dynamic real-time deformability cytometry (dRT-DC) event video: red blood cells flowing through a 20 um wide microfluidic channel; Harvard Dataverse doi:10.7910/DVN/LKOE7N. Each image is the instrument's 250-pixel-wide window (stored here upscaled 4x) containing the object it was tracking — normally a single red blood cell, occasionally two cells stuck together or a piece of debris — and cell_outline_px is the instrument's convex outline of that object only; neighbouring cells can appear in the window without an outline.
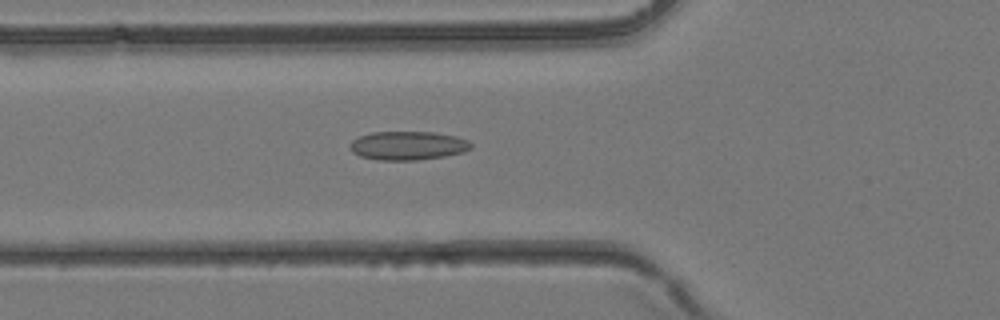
{"species": "common noctule bat (a hibernating species)", "species_latin": "Nyctalus noctula", "temperature_condition": "room temperature", "stored_images_in_passage": 39, "camera_frame_rate_fps": 3000, "um_per_image_px": 0.085, "animal": {"sex": "female", "body_mass_g": 24.6, "forearm_length_mm": 56.2}, "frame": {"image": 1, "passage_image": 14, "time_ms": 4.333, "image_size_px": [1000, 320], "cell_outline_px": [[472, 148], [464, 152], [444, 156], [416, 160], [376, 160], [360, 156], [352, 152], [348, 148], [348, 144], [352, 140], [360, 136], [372, 132], [432, 132], [456, 136], [468, 140], [472, 144]], "centroid_in_image_um": [34.64, 12.38], "position_along_channel_um": 91.2, "area_um2": 20.4}}
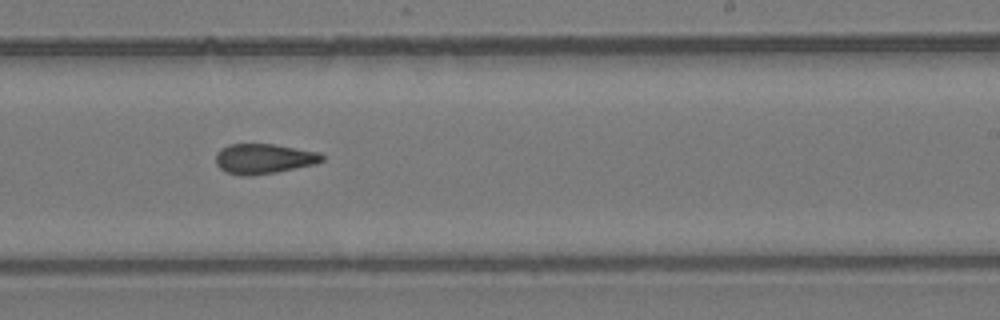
{"frame": {"image": 2, "passage_image": 24, "time_ms": 7.667, "image_size_px": [1000, 320], "cell_outline_px": [[324, 160], [316, 164], [276, 172], [252, 176], [240, 176], [228, 172], [220, 168], [216, 164], [216, 156], [228, 144], [272, 144], [320, 152], [324, 156]], "centroid_in_image_um": [22.46, 13.5], "position_along_channel_um": 266.5, "area_um2": 18.5}}
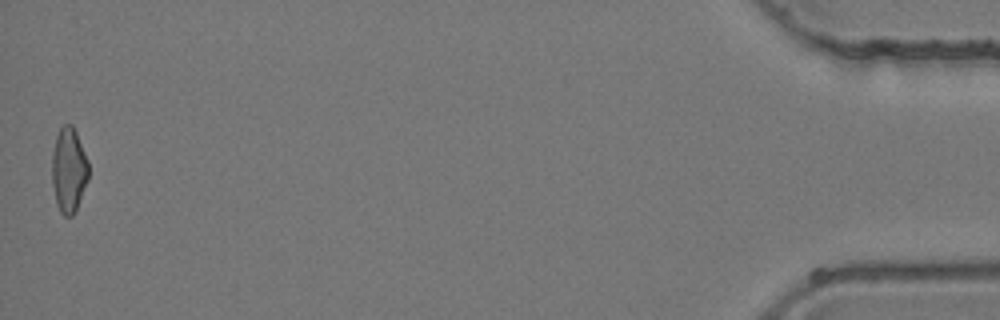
{"frame": {"image": 3, "passage_image": 39, "time_ms": 12.667, "image_size_px": [1000, 320], "cell_outline_px": [[88, 180], [76, 212], [72, 216], [64, 216], [60, 212], [56, 204], [52, 184], [52, 152], [56, 136], [60, 128], [64, 124], [72, 124], [76, 132], [88, 160]], "centroid_in_image_um": [5.84, 14.48], "position_along_channel_um": 429.4, "area_um2": 18.32}}